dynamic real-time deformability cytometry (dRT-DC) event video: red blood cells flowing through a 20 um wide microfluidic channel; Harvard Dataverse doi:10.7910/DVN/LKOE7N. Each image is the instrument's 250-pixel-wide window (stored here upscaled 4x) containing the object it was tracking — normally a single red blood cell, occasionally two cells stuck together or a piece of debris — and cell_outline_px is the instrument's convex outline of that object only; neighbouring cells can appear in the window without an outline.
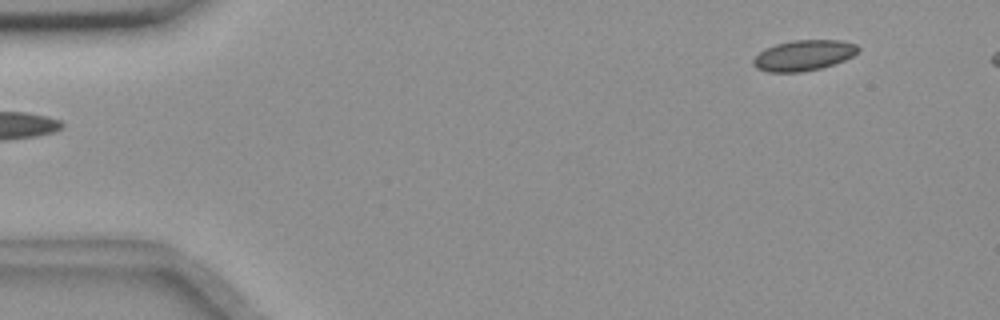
{"species": "common noctule bat (a hibernating species)", "species_latin": "Nyctalus noctula", "temperature_condition": "room temperature", "stored_images_in_passage": 4, "camera_frame_rate_fps": 3000, "um_per_image_px": 0.085, "animal": {"sex": "female", "body_mass_g": 18.4}, "frame": {"image": 1, "passage_image": 4, "time_ms": 4.333, "image_size_px": [1000, 320], "cell_outline_px": [[860, 48], [852, 56], [844, 60], [820, 68], [800, 72], [768, 72], [756, 68], [752, 64], [752, 60], [764, 48], [776, 44], [792, 40], [840, 40], [856, 44]], "centroid_in_image_um": [68.27, 4.7], "position_along_channel_um": 16.7, "area_um2": 18.61}}